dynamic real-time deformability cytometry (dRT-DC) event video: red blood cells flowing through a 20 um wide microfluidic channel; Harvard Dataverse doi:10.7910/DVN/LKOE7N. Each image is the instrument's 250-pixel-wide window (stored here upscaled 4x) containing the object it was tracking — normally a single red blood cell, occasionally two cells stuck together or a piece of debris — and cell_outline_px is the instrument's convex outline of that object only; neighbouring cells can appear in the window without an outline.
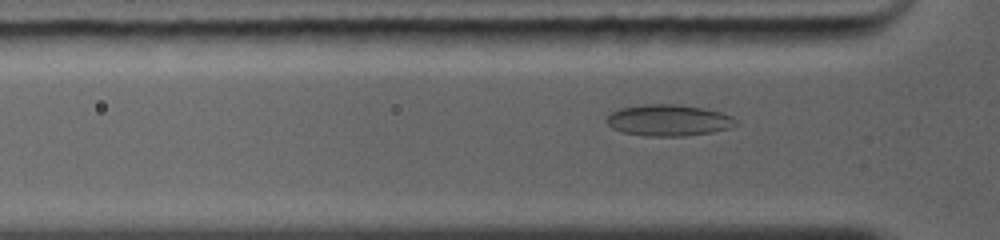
{"species": "common noctule bat (a hibernating species)", "species_latin": "Nyctalus noctula", "temperature_condition": "warm", "stored_images_in_passage": 7, "camera_frame_rate_fps": 5000, "um_per_image_px": 0.085, "animal": {"sex": "female", "body_mass_g": 19.0, "forearm_length_mm": 56.7}, "frame": {"image": 1, "passage_image": 5, "time_ms": 1.4, "image_size_px": [1000, 240], "cell_outline_px": [[740, 124], [728, 128], [712, 132], [684, 136], [644, 136], [620, 132], [612, 128], [604, 120], [612, 112], [620, 108], [644, 104], [680, 104], [704, 108], [720, 112], [732, 116]], "centroid_in_image_um": [56.82, 10.22], "position_along_channel_um": 69.0, "area_um2": 23.87}}